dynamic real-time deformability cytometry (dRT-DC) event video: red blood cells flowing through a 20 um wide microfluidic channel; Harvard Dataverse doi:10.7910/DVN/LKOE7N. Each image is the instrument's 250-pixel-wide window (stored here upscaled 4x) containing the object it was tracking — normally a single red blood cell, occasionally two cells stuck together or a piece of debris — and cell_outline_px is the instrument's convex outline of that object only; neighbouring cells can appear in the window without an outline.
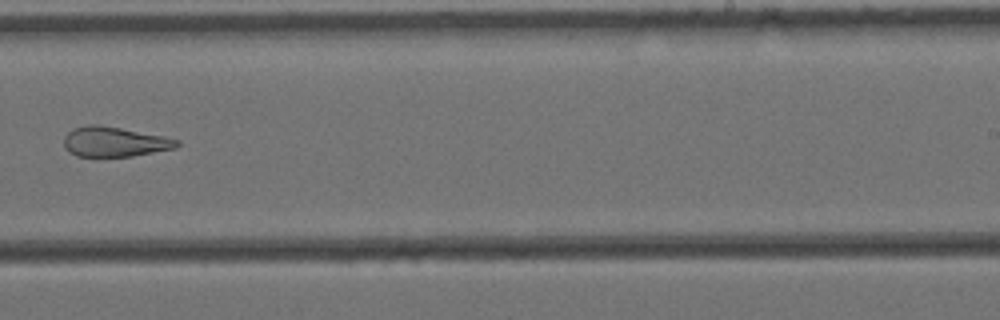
{"species": "Egyptian fruit bat (a non-hibernating species)", "species_latin": "Rousettus aegyptiacus", "temperature_condition": "cold", "stored_images_in_passage": 16, "camera_frame_rate_fps": 3000, "um_per_image_px": 0.085, "animal": {"sex": "female"}, "frame": {"image": 1, "passage_image": 10, "time_ms": 3.0, "image_size_px": [1000, 320], "cell_outline_px": [[180, 144], [176, 148], [132, 156], [76, 156], [68, 152], [64, 148], [64, 136], [72, 128], [88, 124], [96, 124], [120, 128], [164, 136], [180, 140]], "centroid_in_image_um": [9.71, 12.05], "position_along_channel_um": 279.3, "area_um2": 19.77}}